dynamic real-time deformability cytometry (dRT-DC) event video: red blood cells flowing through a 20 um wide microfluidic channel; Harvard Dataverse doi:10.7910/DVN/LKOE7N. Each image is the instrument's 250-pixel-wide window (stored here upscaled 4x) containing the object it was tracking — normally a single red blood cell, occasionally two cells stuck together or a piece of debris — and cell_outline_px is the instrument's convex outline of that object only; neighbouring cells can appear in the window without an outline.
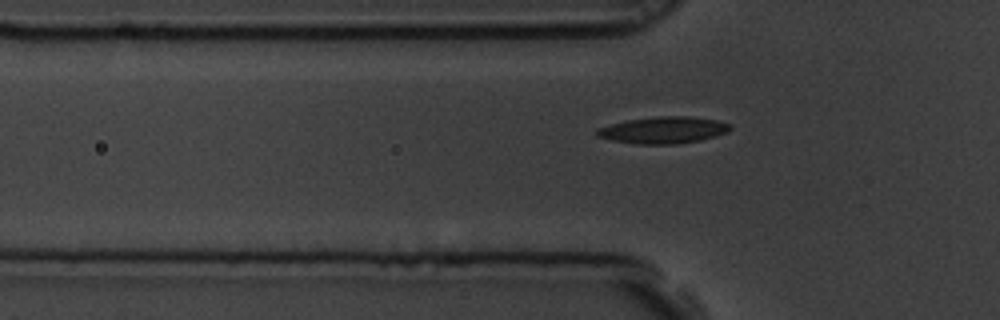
{"species": "common noctule bat (a hibernating species)", "species_latin": "Nyctalus noctula", "temperature_condition": "room temperature", "stored_images_in_passage": 4, "segment_of_instrument_passage": [2, 2], "camera_frame_rate_fps": 3000, "um_per_image_px": 0.085, "animal": {"sex": "male", "body_mass_g": 19.5, "forearm_length_mm": 54.6}, "frame": {"image": 1, "passage_image": 4, "time_ms": 1.0, "image_size_px": [1000, 320], "cell_outline_px": [[732, 128], [728, 132], [716, 136], [700, 140], [676, 144], [636, 144], [612, 140], [596, 136], [596, 128], [628, 120], [656, 116], [688, 116], [716, 120], [732, 124]], "centroid_in_image_um": [56.41, 11.06], "position_along_channel_um": 69.4, "area_um2": 20.81}}